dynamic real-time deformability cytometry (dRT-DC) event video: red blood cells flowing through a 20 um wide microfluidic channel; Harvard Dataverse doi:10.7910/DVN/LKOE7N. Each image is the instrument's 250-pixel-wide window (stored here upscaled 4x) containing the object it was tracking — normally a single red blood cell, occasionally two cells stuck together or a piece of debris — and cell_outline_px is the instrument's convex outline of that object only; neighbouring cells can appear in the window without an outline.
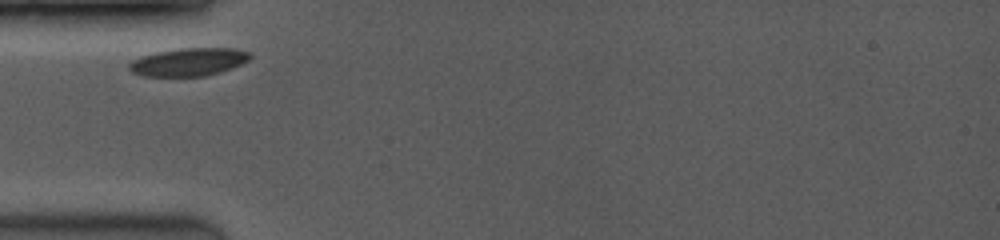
{"species": "common noctule bat (a hibernating species)", "species_latin": "Nyctalus noctula", "temperature_condition": "room temperature", "stored_images_in_passage": 21, "camera_frame_rate_fps": 3500, "um_per_image_px": 0.085, "animal": {"sex": "female", "body_mass_g": 19.0, "forearm_length_mm": 53.3}, "frame": {"image": 1, "passage_image": 1, "time_ms": 0.0, "image_size_px": [1000, 240], "cell_outline_px": [[252, 56], [248, 60], [232, 68], [220, 72], [204, 76], [140, 76], [132, 72], [128, 68], [128, 64], [132, 60], [140, 56], [156, 52], [180, 48], [232, 48], [252, 52]], "centroid_in_image_um": [16.02, 5.26], "position_along_channel_um": 69.0, "area_um2": 19.83}}
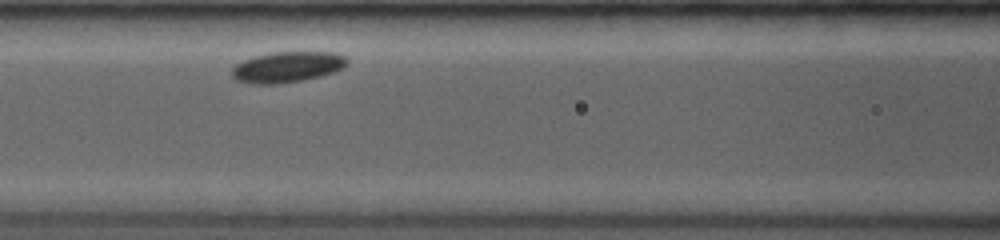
{"frame": {"image": 2, "passage_image": 7, "time_ms": 2.0, "image_size_px": [1000, 240], "cell_outline_px": [[348, 64], [332, 72], [320, 76], [280, 84], [252, 84], [236, 80], [232, 76], [232, 68], [236, 64], [244, 60], [256, 56], [272, 52], [332, 52], [344, 56], [348, 60]], "centroid_in_image_um": [24.39, 5.7], "position_along_channel_um": 142.2, "area_um2": 20.46}}
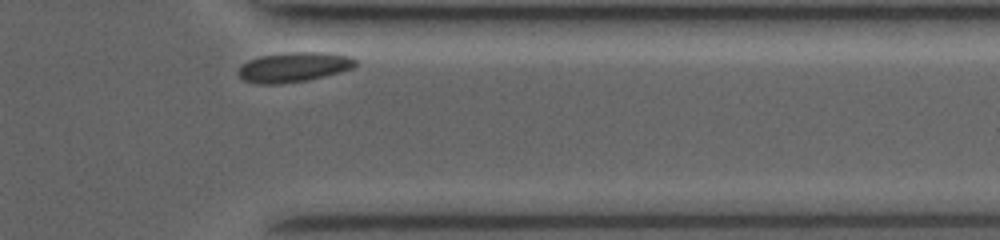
{"frame": {"image": 3, "passage_image": 21, "time_ms": 8.571, "image_size_px": [1000, 240], "cell_outline_px": [[356, 64], [352, 68], [340, 72], [308, 80], [280, 84], [256, 84], [244, 80], [236, 72], [248, 60], [260, 56], [284, 52], [328, 52], [352, 56], [356, 60]], "centroid_in_image_um": [24.98, 5.7], "position_along_channel_um": 386.4, "area_um2": 20.52}}